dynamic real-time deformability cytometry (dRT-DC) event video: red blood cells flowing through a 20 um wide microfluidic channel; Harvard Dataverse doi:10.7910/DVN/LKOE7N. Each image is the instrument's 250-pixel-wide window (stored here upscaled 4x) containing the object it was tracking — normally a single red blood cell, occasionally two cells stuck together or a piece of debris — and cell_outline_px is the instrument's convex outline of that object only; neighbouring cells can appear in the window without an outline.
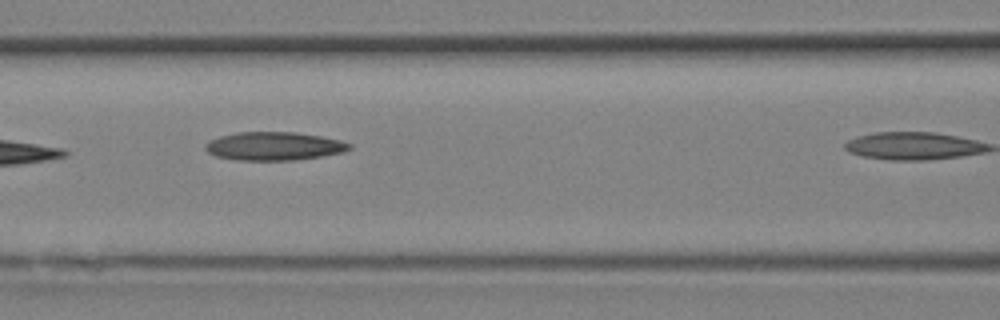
{"species": "Egyptian fruit bat (a non-hibernating species)", "species_latin": "Rousettus aegyptiacus", "temperature_condition": "room temperature", "stored_images_in_passage": 15, "camera_frame_rate_fps": 3000, "um_per_image_px": 0.085, "animal": {"sex": "female"}, "frame": {"image": 1, "passage_image": 5, "time_ms": 1.333, "image_size_px": [1000, 320], "cell_outline_px": [[352, 148], [344, 152], [324, 156], [296, 160], [236, 160], [216, 156], [208, 152], [204, 148], [204, 144], [208, 140], [220, 136], [240, 132], [296, 132], [320, 136], [340, 140], [352, 144]], "centroid_in_image_um": [23.3, 12.42], "position_along_channel_um": 143.3, "area_um2": 23.99}}
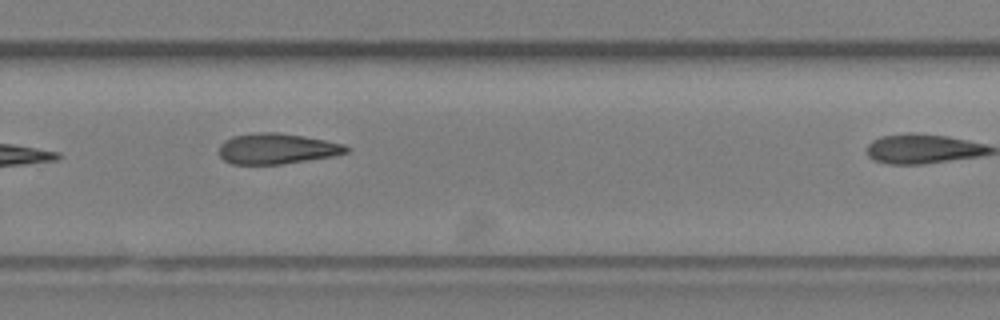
{"frame": {"image": 2, "passage_image": 11, "time_ms": 3.333, "image_size_px": [1000, 320], "cell_outline_px": [[352, 148], [348, 152], [332, 156], [280, 164], [232, 164], [224, 160], [220, 156], [220, 144], [224, 140], [232, 136], [256, 132], [276, 132], [304, 136], [344, 144]], "centroid_in_image_um": [23.53, 12.63], "position_along_channel_um": 306.3, "area_um2": 22.66}}